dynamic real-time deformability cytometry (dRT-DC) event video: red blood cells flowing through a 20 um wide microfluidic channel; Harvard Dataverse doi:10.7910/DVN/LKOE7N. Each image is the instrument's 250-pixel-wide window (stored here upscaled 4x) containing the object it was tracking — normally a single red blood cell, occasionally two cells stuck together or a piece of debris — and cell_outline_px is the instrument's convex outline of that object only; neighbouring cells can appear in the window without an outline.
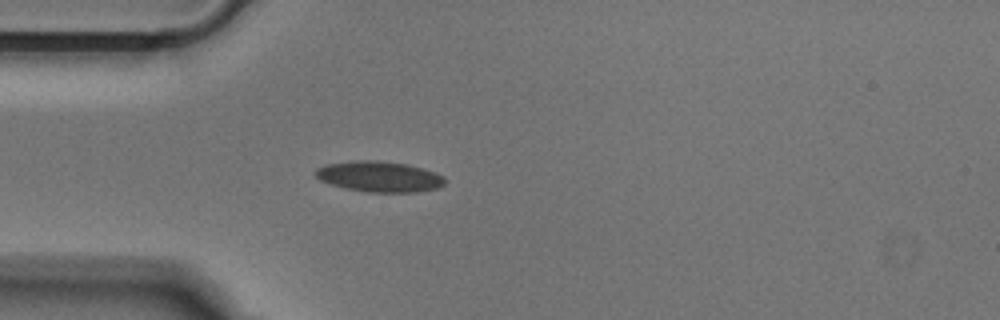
{"species": "Egyptian fruit bat (a non-hibernating species)", "species_latin": "Rousettus aegyptiacus", "temperature_condition": "cold", "stored_images_in_passage": 39, "camera_frame_rate_fps": 3000, "um_per_image_px": 0.085, "animal": {"sex": "male"}, "frame": {"image": 1, "passage_image": 1, "time_ms": 0.0, "image_size_px": [1000, 320], "cell_outline_px": [[444, 184], [436, 188], [416, 192], [368, 192], [344, 188], [320, 180], [316, 176], [316, 168], [324, 164], [356, 160], [376, 160], [404, 164], [420, 168], [444, 176]], "centroid_in_image_um": [32.19, 15.01], "position_along_channel_um": 52.8, "area_um2": 22.83}}
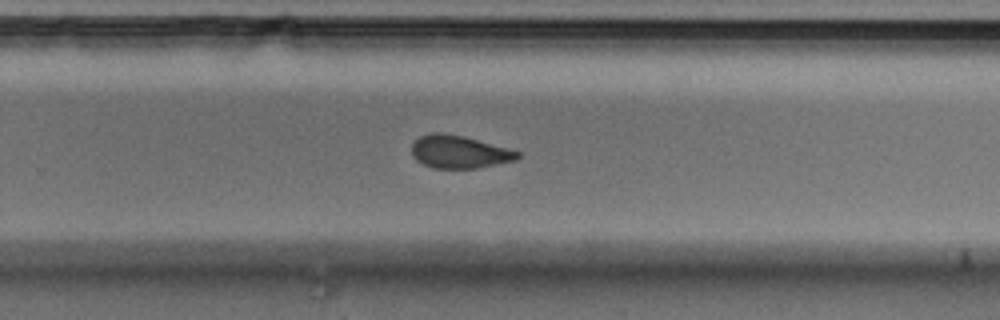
{"frame": {"image": 2, "passage_image": 20, "time_ms": 6.333, "image_size_px": [1000, 320], "cell_outline_px": [[520, 156], [516, 160], [476, 168], [432, 168], [416, 160], [412, 156], [412, 144], [420, 136], [432, 132], [440, 132], [464, 136], [508, 148], [520, 152]], "centroid_in_image_um": [39.02, 12.9], "position_along_channel_um": 290.8, "area_um2": 20.17}}
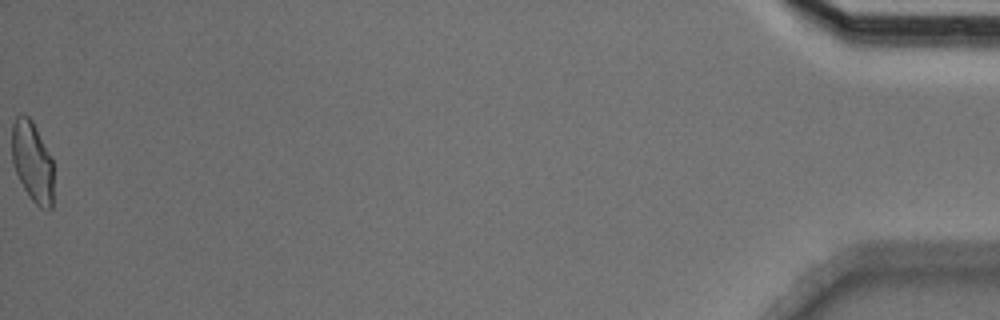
{"frame": {"image": 3, "passage_image": 39, "time_ms": 12.667, "image_size_px": [1000, 320], "cell_outline_px": [[52, 208], [48, 212], [40, 208], [32, 200], [24, 188], [16, 172], [12, 160], [12, 124], [16, 116], [20, 112], [28, 116], [32, 120], [52, 160]], "centroid_in_image_um": [2.74, 13.74], "position_along_channel_um": 432.5, "area_um2": 19.42}}